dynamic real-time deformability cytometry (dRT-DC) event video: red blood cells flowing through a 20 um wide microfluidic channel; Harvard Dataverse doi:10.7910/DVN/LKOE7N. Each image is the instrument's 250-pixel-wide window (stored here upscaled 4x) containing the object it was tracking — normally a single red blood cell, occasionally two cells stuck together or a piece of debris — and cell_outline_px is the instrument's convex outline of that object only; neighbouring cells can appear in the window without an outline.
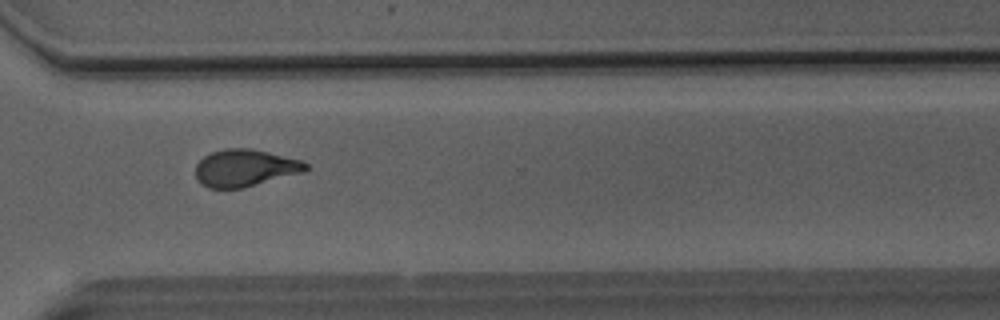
{"species": "Egyptian fruit bat (a non-hibernating species)", "species_latin": "Rousettus aegyptiacus", "temperature_condition": "room temperature", "stored_images_in_passage": 40, "camera_frame_rate_fps": 3000, "um_per_image_px": 0.085, "animal": {"sex": "male"}, "frame": {"image": 1, "passage_image": 27, "time_ms": 8.667, "image_size_px": [1000, 320], "cell_outline_px": [[308, 168], [304, 172], [244, 188], [208, 188], [200, 184], [196, 176], [196, 164], [204, 156], [212, 152], [224, 148], [252, 148], [300, 160], [308, 164]], "centroid_in_image_um": [20.81, 14.28], "position_along_channel_um": 349.8, "area_um2": 23.93}}
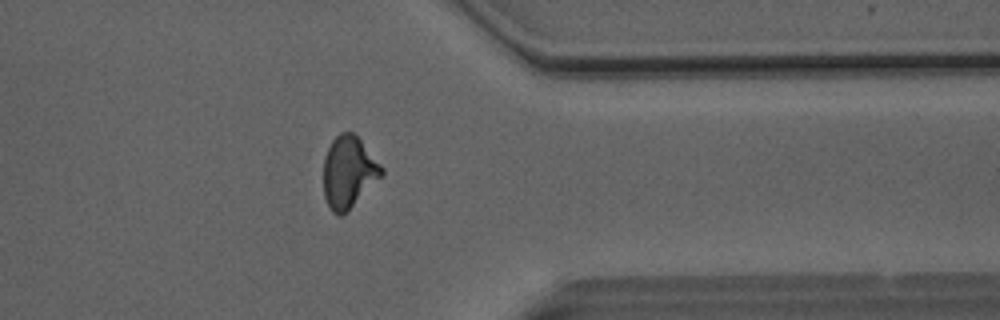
{"frame": {"image": 2, "passage_image": 30, "time_ms": 9.667, "image_size_px": [1000, 320], "cell_outline_px": [[384, 176], [348, 212], [340, 216], [336, 216], [332, 212], [324, 196], [324, 156], [332, 140], [340, 132], [352, 132], [360, 140], [384, 168]], "centroid_in_image_um": [29.66, 14.68], "position_along_channel_um": 381.7, "area_um2": 24.62}}
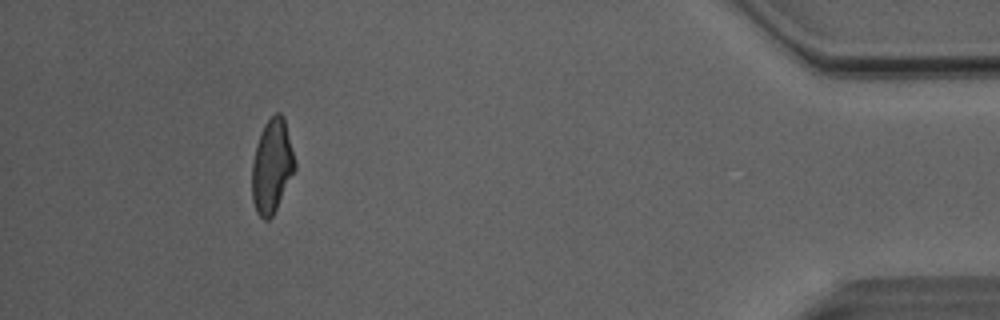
{"frame": {"image": 3, "passage_image": 36, "time_ms": 11.667, "image_size_px": [1000, 320], "cell_outline_px": [[296, 168], [272, 216], [268, 220], [264, 220], [256, 212], [252, 200], [252, 164], [256, 144], [260, 132], [264, 124], [276, 112], [280, 112], [284, 116], [296, 164]], "centroid_in_image_um": [23.1, 14.1], "position_along_channel_um": 412.1, "area_um2": 23.35}, "authors_computed_cell_mechanics": {"area_um2": 23.987, "velocity_mm_per_s": 4.098, "shape_relaxation_time_tau1_ms": 5.0756, "shape_relaxation_time_tau2_ms": 1.7261, "deformation_change_tau1": 0.1946, "deformation_change_tau2": 0.1035}}